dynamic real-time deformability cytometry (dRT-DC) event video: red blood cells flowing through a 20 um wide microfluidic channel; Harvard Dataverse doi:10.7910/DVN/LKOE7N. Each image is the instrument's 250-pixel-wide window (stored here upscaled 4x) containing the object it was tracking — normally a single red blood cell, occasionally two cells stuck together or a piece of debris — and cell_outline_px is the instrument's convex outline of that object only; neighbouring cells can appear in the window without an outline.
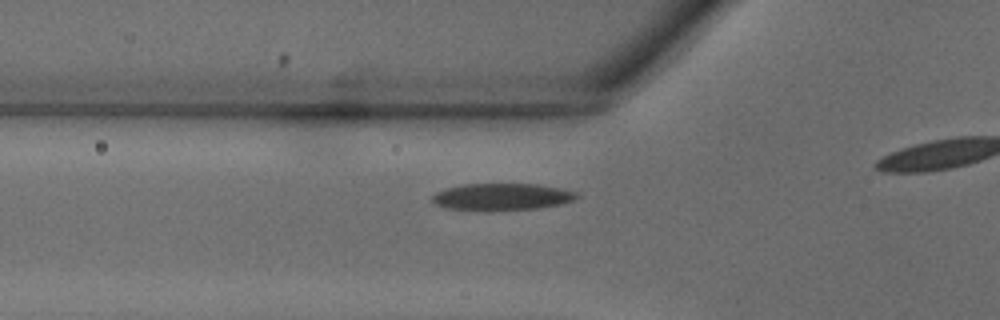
{"species": "common noctule bat (a hibernating species)", "species_latin": "Nyctalus noctula", "temperature_condition": "warm", "stored_images_in_passage": 15, "camera_frame_rate_fps": 3000, "um_per_image_px": 0.085, "animal": {"sex": "male", "body_mass_g": 18.8}, "frame": {"image": 1, "passage_image": 11, "time_ms": 3.333, "image_size_px": [1000, 320], "cell_outline_px": [[580, 196], [572, 200], [560, 204], [536, 208], [488, 212], [480, 212], [444, 208], [436, 204], [432, 200], [432, 196], [436, 192], [448, 188], [464, 184], [536, 184], [560, 188], [576, 192]], "centroid_in_image_um": [42.61, 16.75], "position_along_channel_um": 83.2, "area_um2": 23.0}}
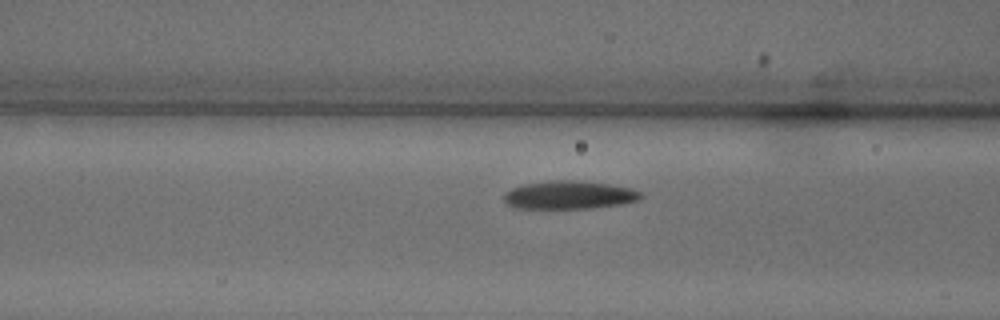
{"frame": {"image": 2, "passage_image": 13, "time_ms": 4.0, "image_size_px": [1000, 320], "cell_outline_px": [[644, 196], [640, 200], [620, 204], [592, 208], [516, 208], [508, 204], [504, 200], [504, 192], [512, 188], [524, 184], [548, 180], [576, 180], [608, 184], [632, 188], [640, 192]], "centroid_in_image_um": [48.39, 16.56], "position_along_channel_um": 118.2, "area_um2": 22.54}}